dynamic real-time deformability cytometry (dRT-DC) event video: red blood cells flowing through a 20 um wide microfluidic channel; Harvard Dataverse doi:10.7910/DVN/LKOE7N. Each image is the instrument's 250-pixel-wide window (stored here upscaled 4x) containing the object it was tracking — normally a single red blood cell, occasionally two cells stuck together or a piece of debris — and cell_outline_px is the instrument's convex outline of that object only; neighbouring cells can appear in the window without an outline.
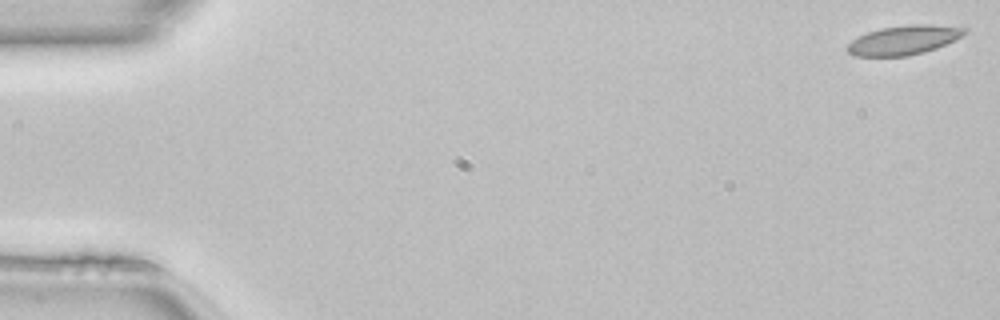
{"species": "common noctule bat (a hibernating species)", "species_latin": "Nyctalus noctula", "temperature_condition": "room temperature", "stored_images_in_passage": 50, "camera_frame_rate_fps": 3000, "um_per_image_px": 0.085, "animal": {"sex": "female", "body_mass_g": 22.7, "forearm_length_mm": 54.2}, "frame": {"image": 1, "passage_image": 1, "time_ms": 0.0, "image_size_px": [1000, 320], "cell_outline_px": [[968, 32], [936, 48], [924, 52], [908, 56], [856, 56], [848, 52], [844, 48], [852, 40], [868, 32], [880, 28], [908, 24], [928, 24], [968, 28]], "centroid_in_image_um": [76.79, 3.4], "position_along_channel_um": 8.2, "area_um2": 19.88}}
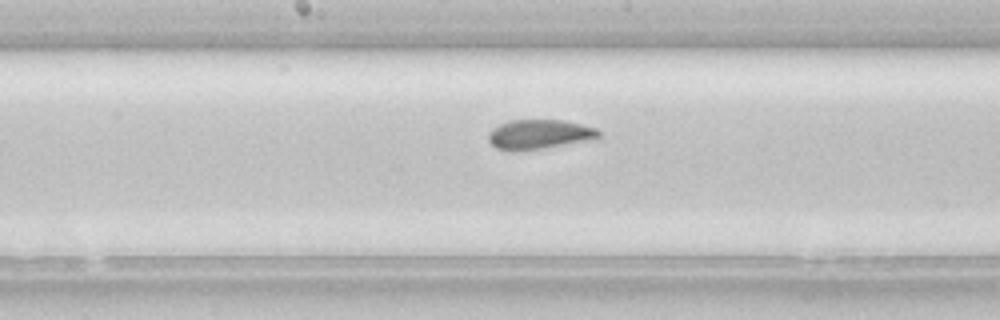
{"frame": {"image": 2, "passage_image": 26, "time_ms": 8.333, "image_size_px": [1000, 320], "cell_outline_px": [[600, 140], [544, 148], [496, 148], [488, 140], [488, 132], [492, 128], [500, 124], [512, 120], [560, 120], [580, 124], [596, 128], [600, 132]], "centroid_in_image_um": [45.95, 11.4], "position_along_channel_um": 202.3, "area_um2": 18.73}}
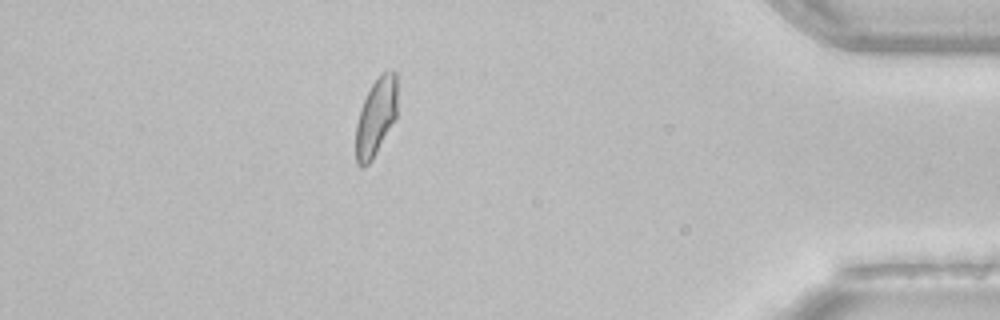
{"frame": {"image": 3, "passage_image": 44, "time_ms": 14.333, "image_size_px": [1000, 320], "cell_outline_px": [[396, 120], [372, 160], [364, 168], [360, 168], [356, 164], [356, 124], [360, 108], [372, 84], [384, 72], [392, 68], [396, 72]], "centroid_in_image_um": [31.95, 9.99], "position_along_channel_um": 403.2, "area_um2": 18.9}, "authors_computed_cell_mechanics": {"area_um2": 19.4786, "velocity_mm_per_s": 4.1066, "shape_relaxation_time_tau1_ms": null, "shape_relaxation_time_tau2_ms": 1.7482, "deformation_change_tau1": null, "deformation_change_tau2": 0.0519}}